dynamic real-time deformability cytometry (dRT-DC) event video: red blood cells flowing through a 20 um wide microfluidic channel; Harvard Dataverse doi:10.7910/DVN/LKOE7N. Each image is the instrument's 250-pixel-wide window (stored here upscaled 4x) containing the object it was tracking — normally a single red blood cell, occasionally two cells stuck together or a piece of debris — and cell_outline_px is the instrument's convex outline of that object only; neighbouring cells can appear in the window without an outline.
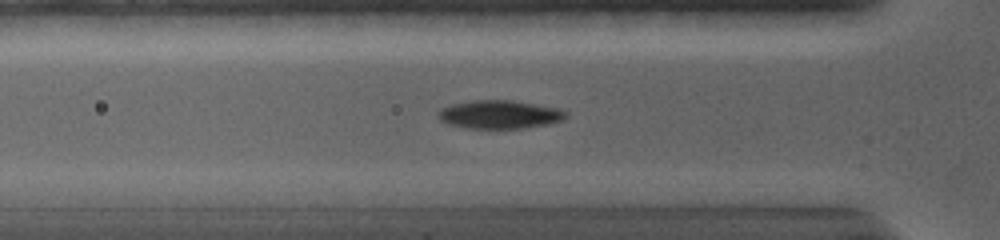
{"species": "common noctule bat (a hibernating species)", "species_latin": "Nyctalus noctula", "temperature_condition": "warm", "stored_images_in_passage": 39, "camera_frame_rate_fps": 5000, "um_per_image_px": 0.085, "animal": {"sex": "female", "body_mass_g": 19.0, "forearm_length_mm": 56.7}, "frame": {"image": 1, "passage_image": 11, "time_ms": 3.8, "image_size_px": [1000, 240], "cell_outline_px": [[568, 116], [564, 120], [548, 124], [524, 128], [468, 128], [448, 124], [440, 120], [436, 112], [440, 108], [452, 104], [472, 100], [512, 100], [560, 108], [568, 112]], "centroid_in_image_um": [42.48, 9.72], "position_along_channel_um": 83.3, "area_um2": 21.33}}
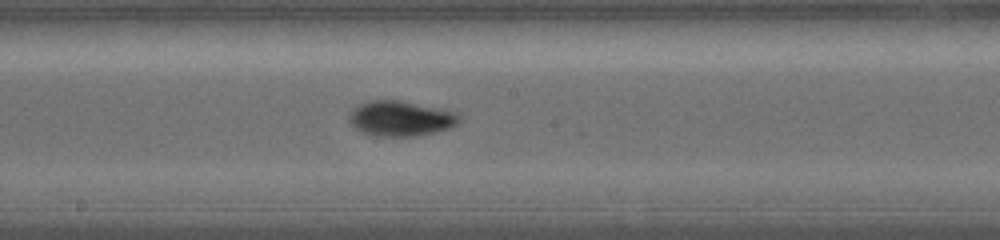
{"frame": {"image": 2, "passage_image": 19, "time_ms": 7.2, "image_size_px": [1000, 240], "cell_outline_px": [[460, 120], [452, 128], [412, 136], [376, 136], [364, 132], [356, 128], [348, 120], [348, 116], [352, 108], [360, 104], [372, 100], [400, 100], [452, 112], [460, 116]], "centroid_in_image_um": [34.01, 10.07], "position_along_channel_um": 214.2, "area_um2": 22.14}}
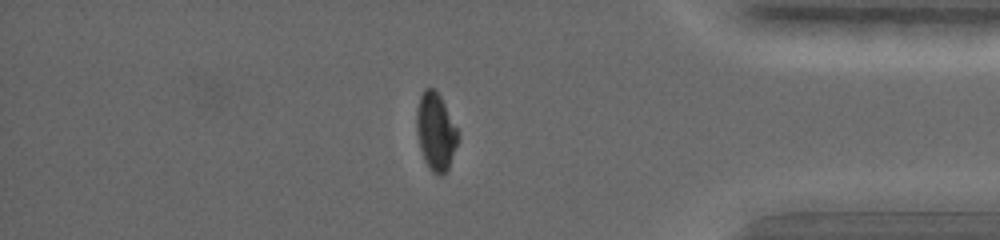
{"frame": {"image": 3, "passage_image": 32, "time_ms": 12.6, "image_size_px": [1000, 240], "cell_outline_px": [[460, 140], [448, 168], [440, 176], [436, 176], [428, 168], [424, 160], [420, 148], [416, 128], [416, 112], [420, 96], [424, 88], [436, 88], [460, 136]], "centroid_in_image_um": [37.03, 11.21], "position_along_channel_um": 398.2, "area_um2": 18.79}, "authors_computed_cell_mechanics": {"area_um2": 20.8658, "velocity_mm_per_s": 3.8506, "shape_relaxation_time_tau1_ms": 4.2289, "shape_relaxation_time_tau2_ms": null, "deformation_change_tau1": 0.2047, "deformation_change_tau2": null}}